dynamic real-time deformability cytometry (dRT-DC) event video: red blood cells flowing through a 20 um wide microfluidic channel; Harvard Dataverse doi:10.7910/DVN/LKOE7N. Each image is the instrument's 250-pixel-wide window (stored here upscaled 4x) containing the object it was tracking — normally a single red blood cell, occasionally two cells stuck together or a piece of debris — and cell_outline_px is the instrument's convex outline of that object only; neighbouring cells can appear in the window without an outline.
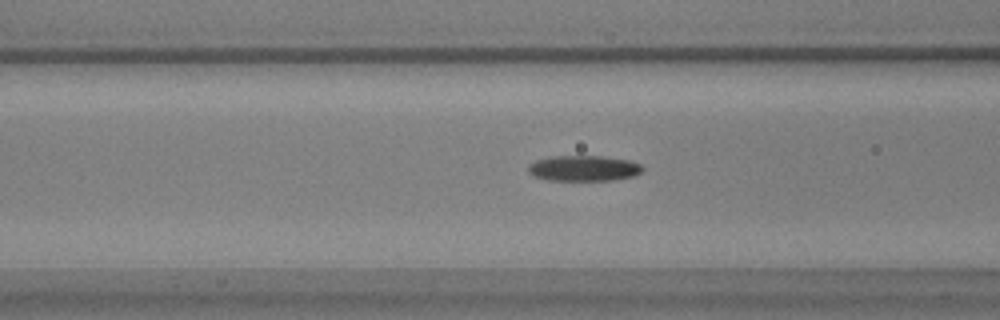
{"species": "common noctule bat (a hibernating species)", "species_latin": "Nyctalus noctula", "temperature_condition": "warm", "stored_images_in_passage": 30, "camera_frame_rate_fps": 3000, "um_per_image_px": 0.085, "animal": {"sex": "male", "body_mass_g": 17.9, "forearm_length_mm": 54.2}, "frame": {"image": 1, "passage_image": 6, "time_ms": 1.667, "image_size_px": [1000, 320], "cell_outline_px": [[644, 168], [640, 172], [632, 176], [612, 180], [548, 180], [532, 176], [528, 172], [528, 164], [536, 160], [552, 156], [600, 156], [628, 160], [640, 164]], "centroid_in_image_um": [49.56, 14.3], "position_along_channel_um": 117.0, "area_um2": 16.99}}
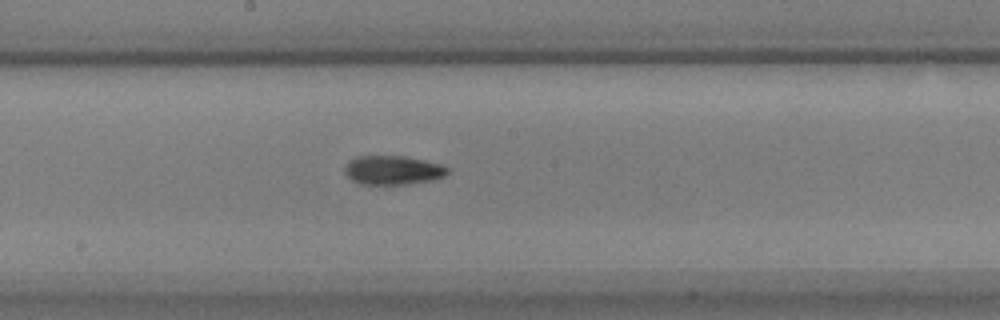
{"frame": {"image": 2, "passage_image": 14, "time_ms": 4.333, "image_size_px": [1000, 320], "cell_outline_px": [[448, 172], [444, 176], [432, 180], [408, 184], [360, 184], [352, 180], [344, 172], [344, 168], [356, 156], [404, 156], [424, 160], [440, 164], [448, 168]], "centroid_in_image_um": [33.39, 14.46], "position_along_channel_um": 214.8, "area_um2": 17.22}}
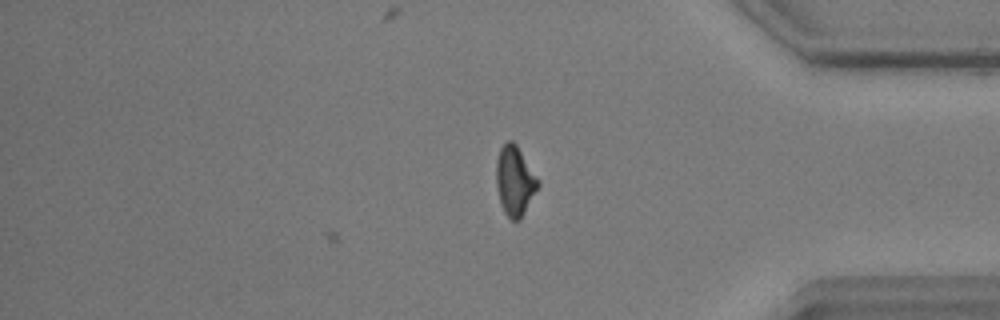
{"frame": {"image": 3, "passage_image": 30, "time_ms": 9.667, "image_size_px": [1000, 320], "cell_outline_px": [[540, 184], [520, 220], [512, 220], [504, 212], [500, 204], [496, 184], [496, 160], [500, 148], [508, 140], [512, 140], [516, 144], [540, 180]], "centroid_in_image_um": [43.75, 15.36], "position_along_channel_um": 391.4, "area_um2": 16.99}, "authors_computed_cell_mechanics": {"area_um2": 17.0799, "velocity_mm_per_s": 3.6653, "shape_relaxation_time_tau1_ms": 5.9996, "shape_relaxation_time_tau2_ms": 3.4219, "deformation_change_tau1": 0.1947, "deformation_change_tau2": 0.1019}}